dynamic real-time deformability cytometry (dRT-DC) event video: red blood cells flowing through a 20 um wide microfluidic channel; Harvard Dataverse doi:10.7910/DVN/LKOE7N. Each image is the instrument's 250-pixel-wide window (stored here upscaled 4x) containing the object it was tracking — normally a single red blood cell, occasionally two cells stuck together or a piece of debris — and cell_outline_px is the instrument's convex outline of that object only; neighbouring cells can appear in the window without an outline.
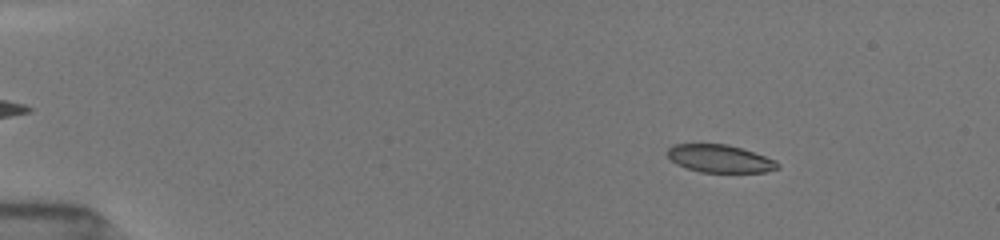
{"species": "common noctule bat (a hibernating species)", "species_latin": "Nyctalus noctula", "temperature_condition": "room temperature", "stored_images_in_passage": 39, "camera_frame_rate_fps": 3000, "um_per_image_px": 0.085, "animal": {"sex": "female", "body_mass_g": 19.5, "forearm_length_mm": 54.1}, "frame": {"image": 1, "passage_image": 3, "time_ms": 1.333, "image_size_px": [1000, 240], "cell_outline_px": [[780, 168], [764, 172], [700, 172], [676, 164], [668, 156], [668, 148], [676, 144], [724, 144], [740, 148], [776, 160], [780, 164]], "centroid_in_image_um": [61.2, 13.49], "position_along_channel_um": 23.8, "area_um2": 17.57}}
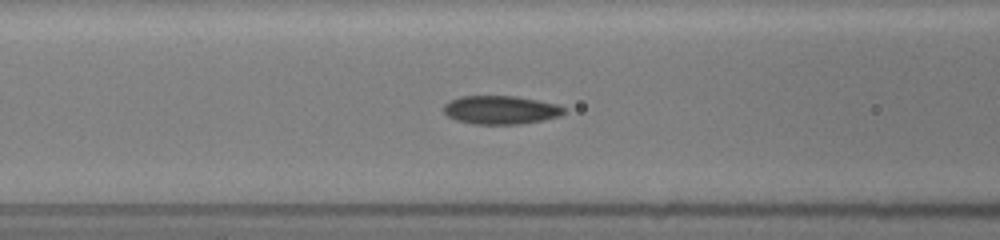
{"frame": {"image": 2, "passage_image": 16, "time_ms": 6.333, "image_size_px": [1000, 240], "cell_outline_px": [[564, 112], [560, 116], [544, 120], [520, 124], [472, 124], [456, 120], [448, 116], [444, 112], [444, 104], [448, 100], [460, 96], [516, 96], [556, 104], [564, 108]], "centroid_in_image_um": [42.52, 9.34], "position_along_channel_um": 124.1, "area_um2": 20.0}}
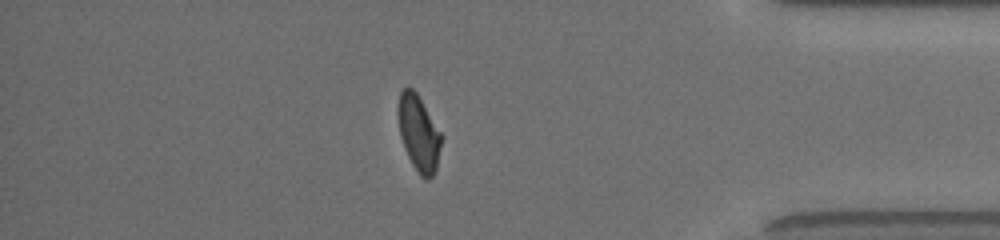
{"frame": {"image": 3, "passage_image": 35, "time_ms": 14.0, "image_size_px": [1000, 240], "cell_outline_px": [[440, 144], [436, 172], [428, 180], [424, 180], [420, 176], [412, 164], [404, 148], [400, 136], [396, 112], [396, 108], [400, 92], [408, 84], [416, 92], [440, 132]], "centroid_in_image_um": [35.54, 11.31], "position_along_channel_um": 399.7, "area_um2": 19.13}, "authors_computed_cell_mechanics": {"area_um2": 19.5942, "velocity_mm_per_s": 3.9566, "shape_relaxation_time_tau1_ms": 5.3111, "shape_relaxation_time_tau2_ms": 1.831, "deformation_change_tau1": 0.1593, "deformation_change_tau2": 0.0691}}